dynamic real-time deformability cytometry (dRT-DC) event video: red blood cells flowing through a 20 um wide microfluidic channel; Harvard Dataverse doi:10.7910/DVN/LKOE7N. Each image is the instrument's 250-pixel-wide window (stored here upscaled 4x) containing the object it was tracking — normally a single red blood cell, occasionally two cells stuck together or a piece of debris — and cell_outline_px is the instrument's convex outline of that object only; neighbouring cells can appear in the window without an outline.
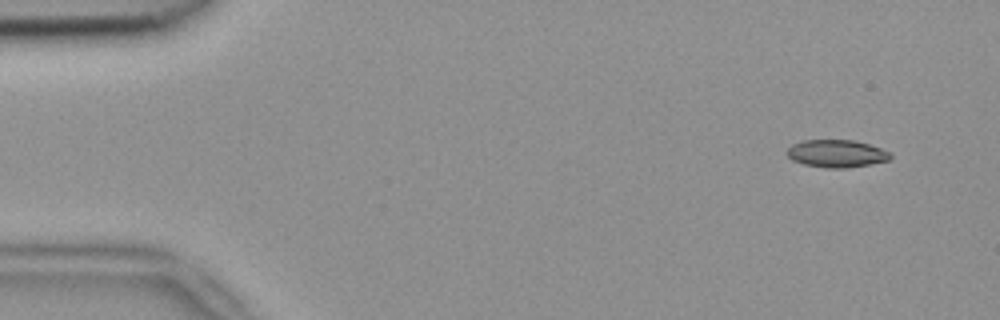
{"species": "common noctule bat (a hibernating species)", "species_latin": "Nyctalus noctula", "temperature_condition": "room temperature", "stored_images_in_passage": 9, "camera_frame_rate_fps": 3000, "um_per_image_px": 0.085, "animal": {"sex": "female", "body_mass_g": 18.4}, "frame": {"image": 1, "passage_image": 1, "time_ms": 0.0, "image_size_px": [1000, 320], "cell_outline_px": [[892, 156], [888, 160], [868, 164], [844, 168], [828, 168], [804, 164], [792, 160], [784, 152], [792, 144], [804, 140], [856, 140], [880, 148], [888, 152]], "centroid_in_image_um": [71.06, 13.04], "position_along_channel_um": 13.9, "area_um2": 16.47}}
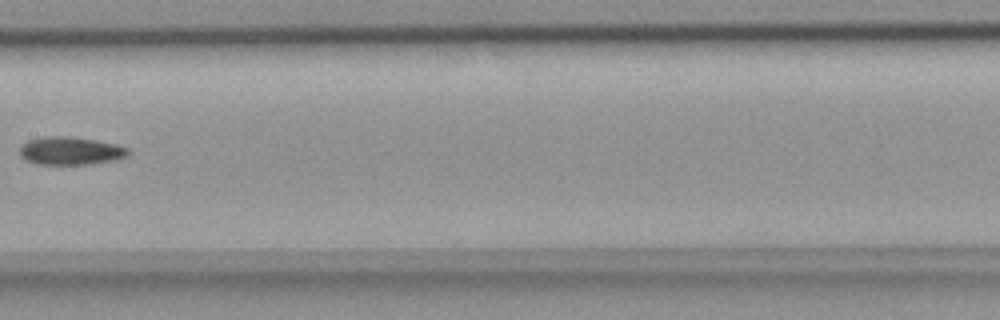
{"frame": {"image": 2, "passage_image": 7, "time_ms": 2.0, "image_size_px": [1000, 320], "cell_outline_px": [[128, 152], [124, 156], [112, 160], [88, 164], [36, 164], [24, 160], [20, 156], [20, 148], [28, 140], [44, 136], [72, 136], [96, 140], [116, 144], [128, 148]], "centroid_in_image_um": [5.93, 12.81], "position_along_channel_um": 201.5, "area_um2": 17.57}}
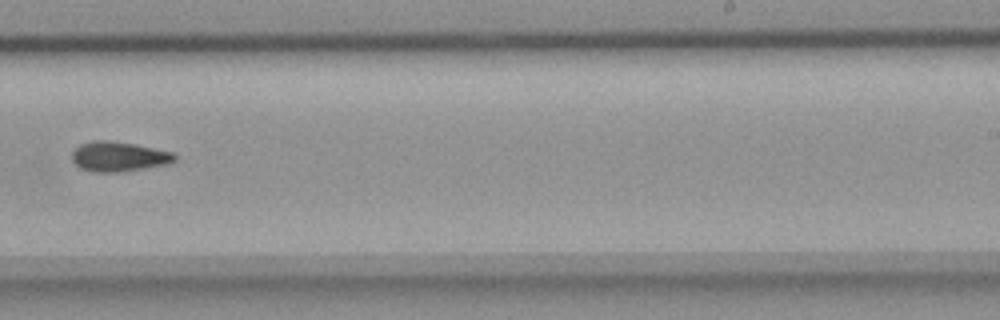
{"frame": {"image": 3, "passage_image": 9, "time_ms": 2.667, "image_size_px": [1000, 320], "cell_outline_px": [[176, 160], [172, 164], [120, 172], [96, 172], [80, 168], [72, 160], [72, 152], [80, 144], [92, 140], [108, 140], [132, 144], [172, 152], [176, 156]], "centroid_in_image_um": [10.1, 13.32], "position_along_channel_um": 278.9, "area_um2": 17.86}}